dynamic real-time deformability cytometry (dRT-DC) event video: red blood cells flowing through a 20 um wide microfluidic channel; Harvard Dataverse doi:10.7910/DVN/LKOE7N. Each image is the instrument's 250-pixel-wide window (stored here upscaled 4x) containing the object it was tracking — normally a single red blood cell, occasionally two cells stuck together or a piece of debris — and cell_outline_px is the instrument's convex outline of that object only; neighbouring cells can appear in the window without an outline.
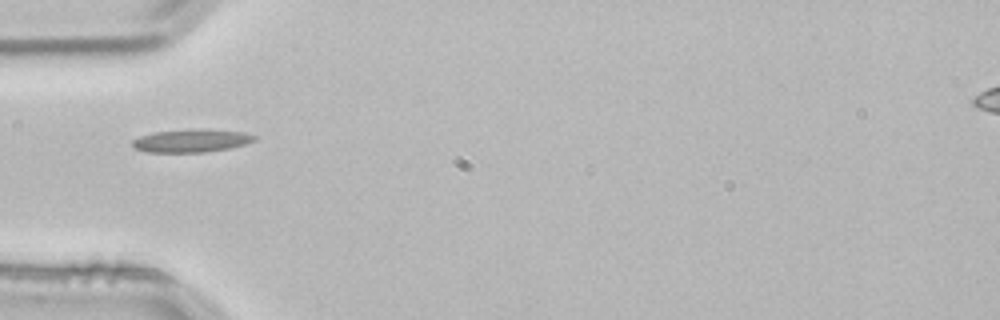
{"species": "common noctule bat (a hibernating species)", "species_latin": "Nyctalus noctula", "temperature_condition": "room temperature", "stored_images_in_passage": 4, "camera_frame_rate_fps": 3000, "um_per_image_px": 0.085, "animal": {"sex": "male", "body_mass_g": 21.5, "forearm_length_mm": 52.0}, "frame": {"image": 1, "passage_image": 4, "time_ms": 1.0, "image_size_px": [1000, 320], "cell_outline_px": [[256, 140], [232, 148], [204, 152], [148, 152], [136, 148], [132, 144], [132, 140], [140, 136], [152, 132], [200, 128], [208, 128], [244, 132], [256, 136]], "centroid_in_image_um": [16.3, 11.94], "position_along_channel_um": 68.7, "area_um2": 16.53}}